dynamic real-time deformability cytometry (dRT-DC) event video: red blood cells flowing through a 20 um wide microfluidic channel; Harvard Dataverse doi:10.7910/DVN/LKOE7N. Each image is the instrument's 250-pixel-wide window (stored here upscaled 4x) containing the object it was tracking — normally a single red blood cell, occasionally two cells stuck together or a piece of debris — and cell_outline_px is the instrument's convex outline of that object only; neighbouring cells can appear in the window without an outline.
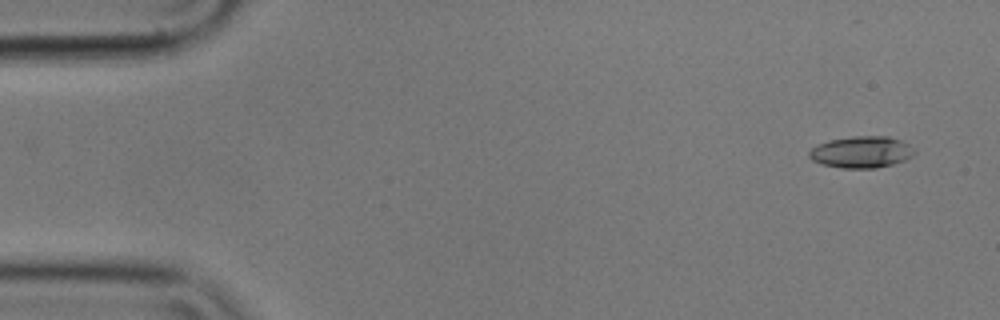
{"species": "common noctule bat (a hibernating species)", "species_latin": "Nyctalus noctula", "temperature_condition": "cold", "stored_images_in_passage": 6, "camera_frame_rate_fps": 3000, "um_per_image_px": 0.085, "animal": {"sex": "male", "body_mass_g": 17.9}, "frame": {"image": 1, "passage_image": 1, "time_ms": 0.0, "image_size_px": [1000, 320], "cell_outline_px": [[916, 152], [912, 156], [904, 160], [892, 164], [876, 168], [840, 168], [820, 164], [812, 160], [808, 156], [808, 152], [816, 144], [828, 140], [852, 136], [888, 136], [900, 140], [908, 144]], "centroid_in_image_um": [73.18, 12.92], "position_along_channel_um": 11.8, "area_um2": 19.54}}
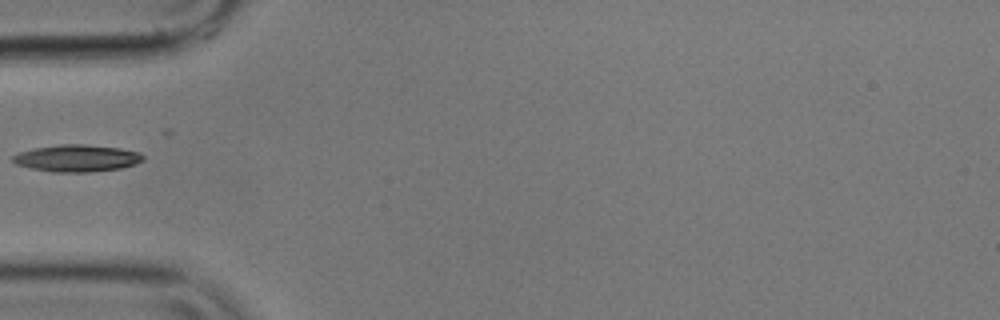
{"frame": {"image": 2, "passage_image": 5, "time_ms": 1.333, "image_size_px": [1000, 320], "cell_outline_px": [[144, 160], [136, 164], [120, 168], [88, 172], [52, 172], [32, 168], [16, 164], [12, 160], [12, 156], [20, 152], [32, 148], [60, 144], [84, 144], [120, 148], [140, 152], [144, 156]], "centroid_in_image_um": [6.55, 13.44], "position_along_channel_um": 78.5, "area_um2": 20.52}}
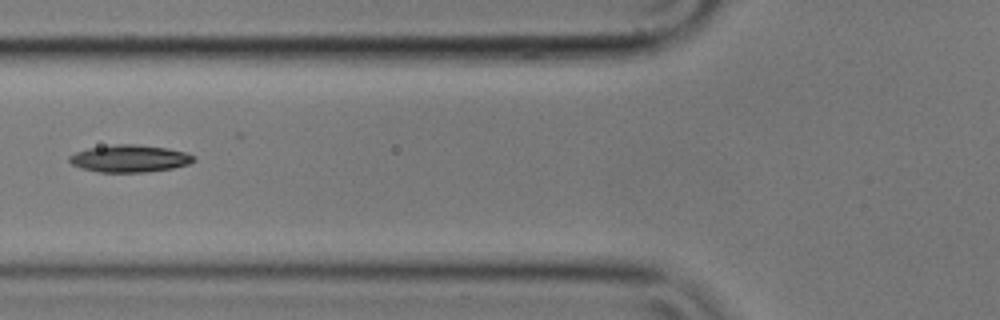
{"frame": {"image": 3, "passage_image": 6, "time_ms": 1.667, "image_size_px": [1000, 320], "cell_outline_px": [[196, 160], [188, 164], [172, 168], [148, 172], [96, 172], [80, 168], [72, 164], [68, 160], [68, 156], [76, 152], [88, 148], [116, 144], [136, 144], [168, 148], [188, 152], [196, 156]], "centroid_in_image_um": [11.03, 13.47], "position_along_channel_um": 114.8, "area_um2": 20.0}}